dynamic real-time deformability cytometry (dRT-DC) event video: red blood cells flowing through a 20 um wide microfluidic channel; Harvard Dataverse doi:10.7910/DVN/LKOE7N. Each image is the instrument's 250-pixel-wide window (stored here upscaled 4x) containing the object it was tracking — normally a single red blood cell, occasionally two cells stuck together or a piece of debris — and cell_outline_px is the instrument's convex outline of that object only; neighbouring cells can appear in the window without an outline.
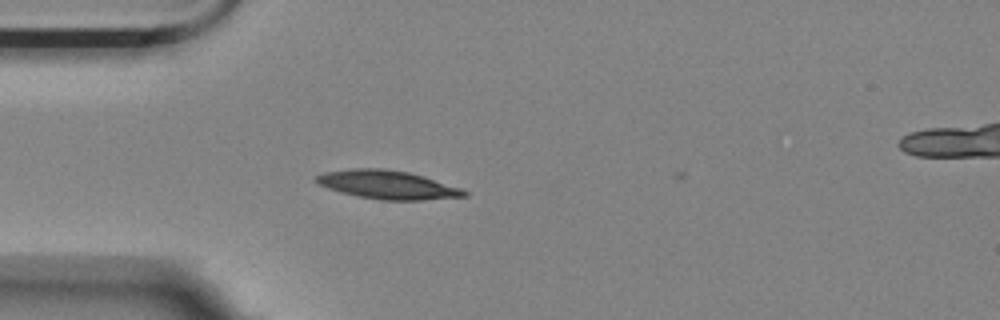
{"species": "Egyptian fruit bat (a non-hibernating species)", "species_latin": "Rousettus aegyptiacus", "temperature_condition": "room temperature", "stored_images_in_passage": 3, "camera_frame_rate_fps": 3000, "um_per_image_px": 0.085, "animal": {"sex": "female"}, "frame": {"image": 1, "passage_image": 2, "time_ms": 1.0, "image_size_px": [1000, 320], "cell_outline_px": [[468, 196], [424, 200], [380, 200], [340, 192], [316, 184], [312, 180], [316, 176], [324, 172], [352, 168], [384, 168], [408, 172], [424, 176], [460, 188], [468, 192]], "centroid_in_image_um": [32.9, 15.7], "position_along_channel_um": 52.1, "area_um2": 24.68}}